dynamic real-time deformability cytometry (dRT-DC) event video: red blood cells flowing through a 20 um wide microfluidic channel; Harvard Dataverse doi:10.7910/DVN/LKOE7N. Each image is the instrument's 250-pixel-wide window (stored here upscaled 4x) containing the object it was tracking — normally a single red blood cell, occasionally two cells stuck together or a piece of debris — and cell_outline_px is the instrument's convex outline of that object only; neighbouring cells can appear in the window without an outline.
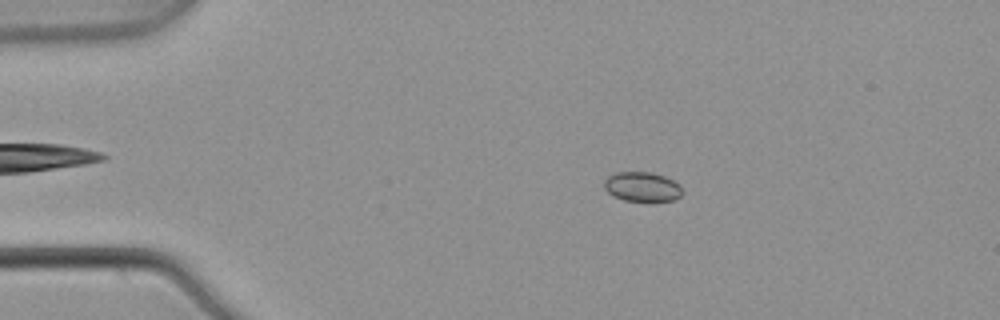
{"species": "common noctule bat (a hibernating species)", "species_latin": "Nyctalus noctula", "temperature_condition": "warm", "stored_images_in_passage": 5, "camera_frame_rate_fps": 3000, "um_per_image_px": 0.085, "animal": {"sex": "male", "body_mass_g": 21.5, "forearm_length_mm": 52.0}, "frame": {"image": 1, "passage_image": 2, "time_ms": 0.333, "image_size_px": [1000, 320], "cell_outline_px": [[684, 192], [680, 196], [672, 200], [652, 204], [624, 200], [612, 196], [604, 188], [604, 180], [608, 176], [616, 172], [652, 172], [664, 176], [680, 184]], "centroid_in_image_um": [54.61, 15.92], "position_along_channel_um": 30.4, "area_um2": 14.1}}
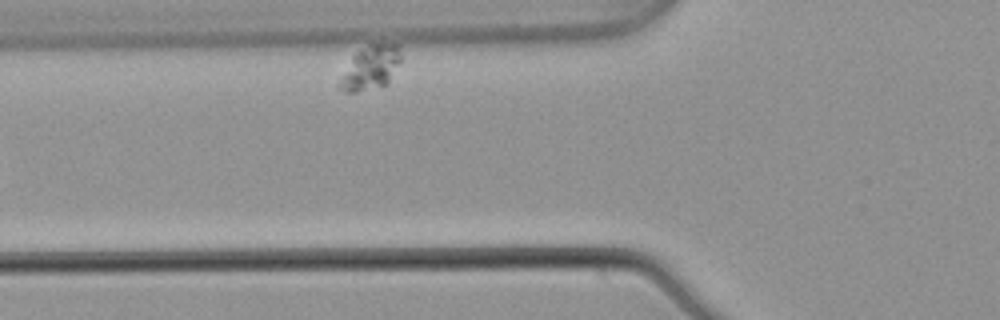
{"frame": {"image": 2, "passage_image": 5, "time_ms": 1.333, "image_size_px": [1000, 320], "cell_outline_px": [[400, 60], [388, 84], [356, 92], [348, 92], [336, 88], [352, 56], [356, 52], [372, 44], [396, 44], [400, 48]], "centroid_in_image_um": [31.49, 5.77], "position_along_channel_um": 94.3, "area_um2": 15.32}}